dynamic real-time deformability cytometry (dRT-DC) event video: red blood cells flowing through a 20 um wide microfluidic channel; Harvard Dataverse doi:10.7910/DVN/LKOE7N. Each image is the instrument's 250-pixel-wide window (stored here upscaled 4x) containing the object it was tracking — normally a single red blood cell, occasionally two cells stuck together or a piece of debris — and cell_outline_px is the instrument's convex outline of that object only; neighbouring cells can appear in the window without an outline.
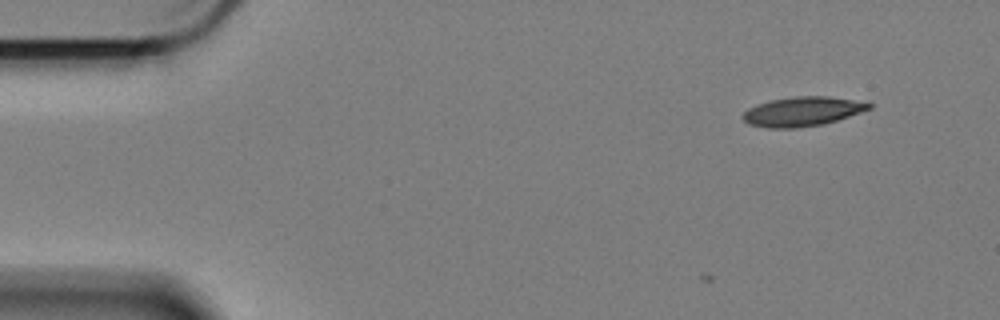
{"species": "Egyptian fruit bat (a non-hibernating species)", "species_latin": "Rousettus aegyptiacus", "temperature_condition": "cold", "stored_images_in_passage": 2, "camera_frame_rate_fps": 3000, "um_per_image_px": 0.085, "animal": {"sex": "female"}, "frame": {"image": 1, "passage_image": 2, "time_ms": 0.333, "image_size_px": [1000, 320], "cell_outline_px": [[872, 108], [836, 120], [820, 124], [796, 128], [768, 128], [748, 124], [740, 116], [748, 108], [756, 104], [772, 100], [796, 96], [828, 96], [852, 100], [872, 104]], "centroid_in_image_um": [68.14, 9.48], "position_along_channel_um": 16.9, "area_um2": 21.33}}